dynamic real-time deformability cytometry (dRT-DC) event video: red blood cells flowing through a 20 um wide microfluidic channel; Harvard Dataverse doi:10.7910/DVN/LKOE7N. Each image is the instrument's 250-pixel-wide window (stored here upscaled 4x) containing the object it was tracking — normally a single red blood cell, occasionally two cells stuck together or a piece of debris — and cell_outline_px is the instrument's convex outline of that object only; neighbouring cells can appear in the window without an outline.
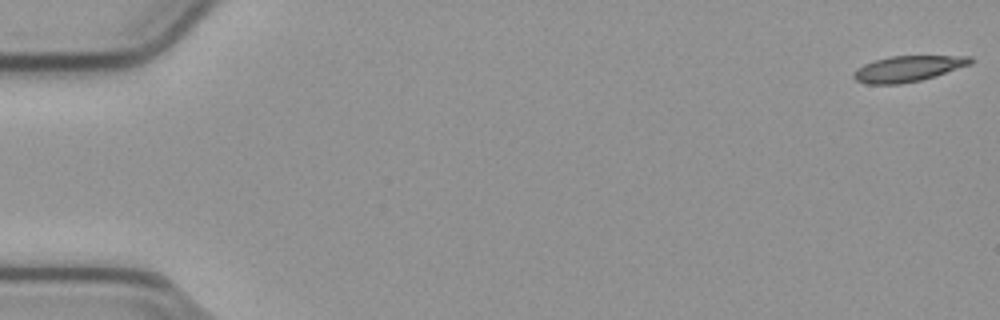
{"species": "common noctule bat (a hibernating species)", "species_latin": "Nyctalus noctula", "temperature_condition": "cold", "stored_images_in_passage": 12, "camera_frame_rate_fps": 3000, "um_per_image_px": 0.085, "animal": {"sex": "male", "body_mass_g": 23.1, "forearm_length_mm": 52.7}, "frame": {"image": 1, "passage_image": 1, "time_ms": 0.0, "image_size_px": [1000, 320], "cell_outline_px": [[972, 64], [936, 76], [920, 80], [900, 84], [868, 84], [856, 80], [852, 76], [852, 72], [856, 68], [864, 64], [876, 60], [892, 56], [972, 56]], "centroid_in_image_um": [77.17, 5.84], "position_along_channel_um": 7.8, "area_um2": 17.57}}